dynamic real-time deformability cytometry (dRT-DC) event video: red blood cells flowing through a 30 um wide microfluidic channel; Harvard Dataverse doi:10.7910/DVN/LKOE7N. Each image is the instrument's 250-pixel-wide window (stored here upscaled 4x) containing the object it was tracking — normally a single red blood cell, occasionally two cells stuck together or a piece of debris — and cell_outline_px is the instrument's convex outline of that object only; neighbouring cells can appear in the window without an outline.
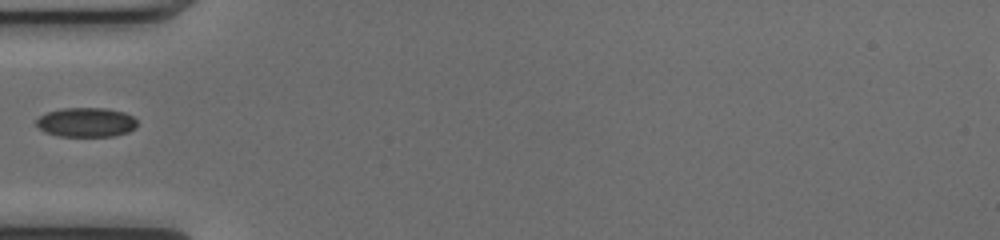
{"species": "common noctule bat (a hibernating species)", "species_latin": "Nyctalus noctula", "temperature_condition": "cold", "stored_images_in_passage": 34, "camera_frame_rate_fps": 3000, "um_per_image_px": 0.085, "animal": {"sex": "female", "body_mass_g": 17.0, "forearm_length_mm": 48.0}, "frame": {"image": 1, "passage_image": 1, "time_ms": 0.0, "image_size_px": [1000, 240], "cell_outline_px": [[136, 128], [128, 132], [116, 136], [56, 136], [44, 132], [36, 124], [36, 120], [40, 116], [48, 112], [64, 108], [104, 108], [124, 112], [132, 116], [136, 120]], "centroid_in_image_um": [7.33, 10.4], "position_along_channel_um": 77.7, "area_um2": 17.28}}
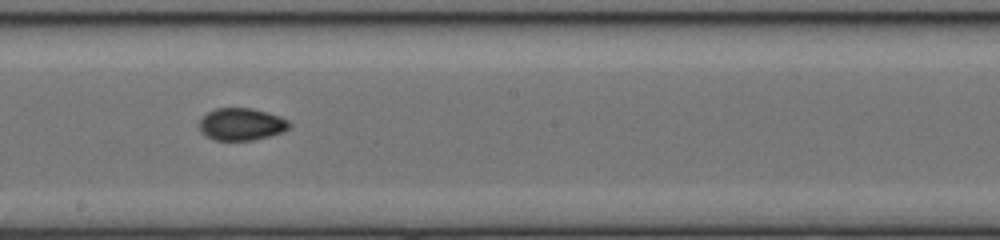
{"frame": {"image": 2, "passage_image": 12, "time_ms": 3.667, "image_size_px": [1000, 240], "cell_outline_px": [[292, 124], [288, 128], [280, 132], [268, 136], [252, 140], [216, 140], [208, 136], [200, 128], [200, 120], [208, 112], [216, 108], [252, 108], [280, 116], [288, 120]], "centroid_in_image_um": [20.55, 10.54], "position_along_channel_um": 227.7, "area_um2": 16.59}}
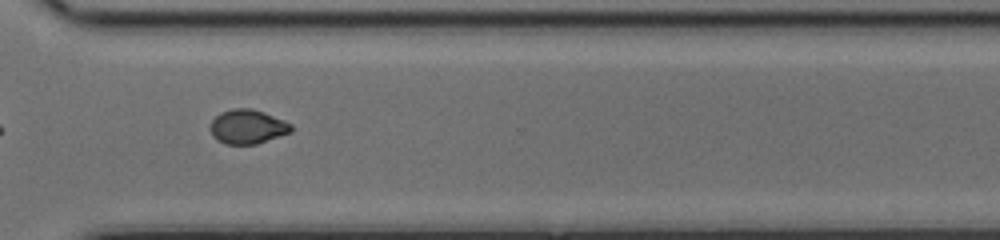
{"frame": {"image": 3, "passage_image": 21, "time_ms": 6.667, "image_size_px": [1000, 240], "cell_outline_px": [[292, 132], [256, 144], [224, 144], [216, 140], [212, 136], [208, 128], [212, 120], [220, 112], [232, 108], [252, 108], [264, 112], [284, 120], [292, 124]], "centroid_in_image_um": [21.01, 10.77], "position_along_channel_um": 349.6, "area_um2": 16.42}}